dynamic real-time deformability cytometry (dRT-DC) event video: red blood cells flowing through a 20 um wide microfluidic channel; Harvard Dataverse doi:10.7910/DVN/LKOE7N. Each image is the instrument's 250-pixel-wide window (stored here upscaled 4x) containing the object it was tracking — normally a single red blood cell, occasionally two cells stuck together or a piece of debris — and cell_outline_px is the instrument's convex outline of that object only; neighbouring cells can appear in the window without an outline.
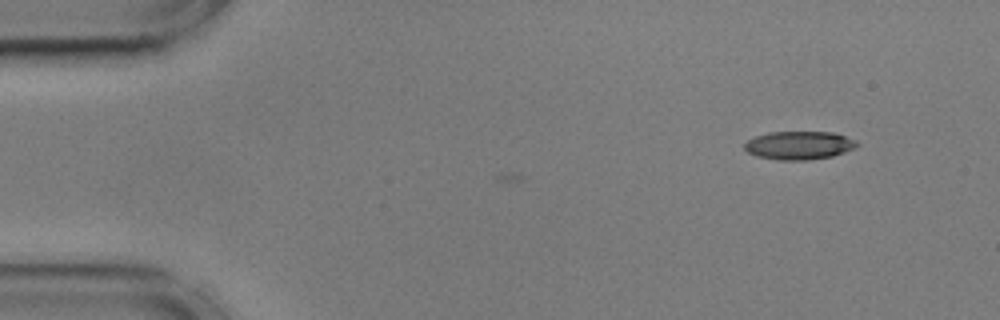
{"species": "common noctule bat (a hibernating species)", "species_latin": "Nyctalus noctula", "temperature_condition": "cold", "stored_images_in_passage": 7, "camera_frame_rate_fps": 3000, "um_per_image_px": 0.085, "animal": {"sex": "male", "body_mass_g": 17.9, "forearm_length_mm": 54.2}, "frame": {"image": 1, "passage_image": 7, "time_ms": 2.0, "image_size_px": [1000, 320], "cell_outline_px": [[860, 144], [856, 148], [832, 156], [808, 160], [780, 160], [756, 156], [748, 152], [744, 148], [744, 144], [748, 140], [756, 136], [768, 132], [832, 132], [856, 140]], "centroid_in_image_um": [67.93, 12.35], "position_along_channel_um": 17.1, "area_um2": 18.55}}